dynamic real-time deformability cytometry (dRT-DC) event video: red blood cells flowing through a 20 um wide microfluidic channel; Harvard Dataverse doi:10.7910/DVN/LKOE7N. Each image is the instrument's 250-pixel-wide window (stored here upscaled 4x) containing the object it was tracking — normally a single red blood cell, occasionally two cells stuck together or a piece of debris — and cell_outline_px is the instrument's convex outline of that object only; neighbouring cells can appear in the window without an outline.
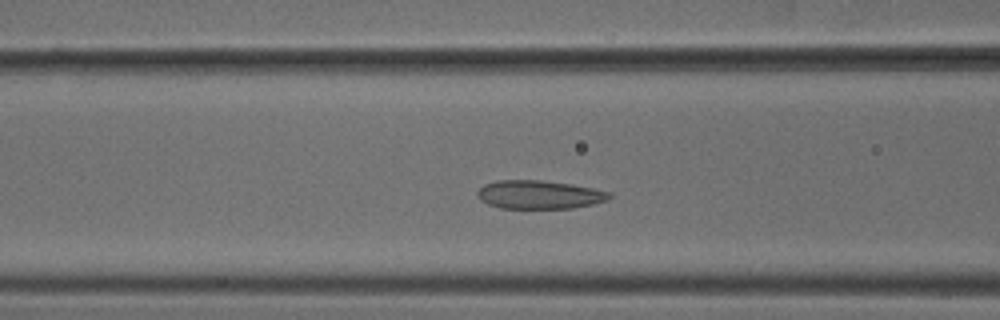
{"species": "common noctule bat (a hibernating species)", "species_latin": "Nyctalus noctula", "temperature_condition": "cold", "stored_images_in_passage": 45, "camera_frame_rate_fps": 3000, "um_per_image_px": 0.085, "animal": {"sex": "male", "body_mass_g": 18.8}, "frame": {"image": 1, "passage_image": 14, "time_ms": 4.333, "image_size_px": [1000, 320], "cell_outline_px": [[612, 196], [608, 200], [592, 204], [572, 208], [500, 208], [488, 204], [480, 200], [476, 196], [476, 192], [484, 184], [496, 180], [540, 180], [572, 184], [612, 192]], "centroid_in_image_um": [45.82, 16.54], "position_along_channel_um": 120.8, "area_um2": 22.02}}
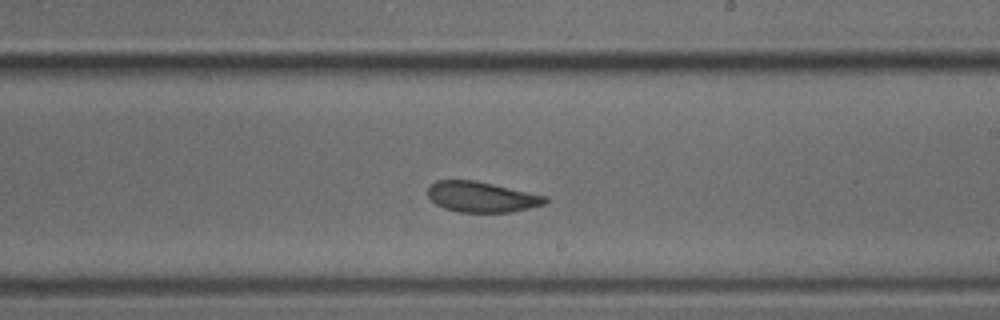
{"frame": {"image": 2, "passage_image": 24, "time_ms": 7.667, "image_size_px": [1000, 320], "cell_outline_px": [[548, 200], [544, 204], [512, 212], [460, 212], [444, 208], [436, 204], [428, 196], [428, 184], [436, 180], [476, 180], [548, 196]], "centroid_in_image_um": [40.92, 16.72], "position_along_channel_um": 248.1, "area_um2": 20.98}}
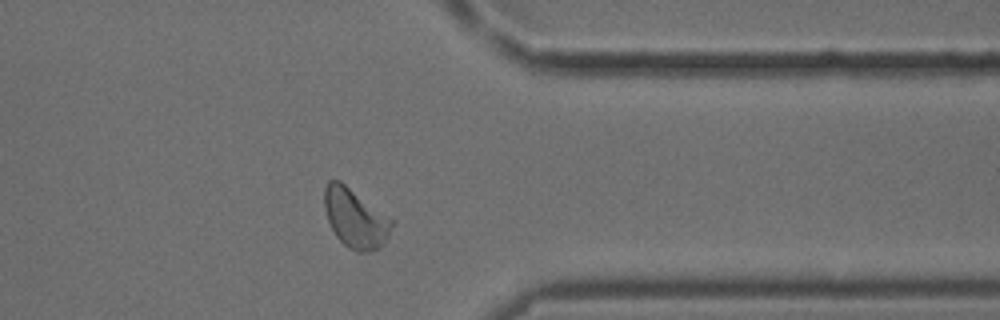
{"frame": {"image": 3, "passage_image": 35, "time_ms": 11.333, "image_size_px": [1000, 320], "cell_outline_px": [[396, 220], [388, 236], [380, 248], [368, 252], [356, 252], [348, 248], [336, 236], [328, 220], [324, 208], [324, 188], [328, 180], [340, 180]], "centroid_in_image_um": [30.23, 18.54], "position_along_channel_um": 381.2, "area_um2": 23.64}, "authors_computed_cell_mechanics": {"area_um2": 22.1374, "velocity_mm_per_s": 3.8236, "shape_relaxation_time_tau1_ms": 4.7172, "shape_relaxation_time_tau2_ms": 1.5412, "deformation_change_tau1": 0.0908, "deformation_change_tau2": 0.0516}}